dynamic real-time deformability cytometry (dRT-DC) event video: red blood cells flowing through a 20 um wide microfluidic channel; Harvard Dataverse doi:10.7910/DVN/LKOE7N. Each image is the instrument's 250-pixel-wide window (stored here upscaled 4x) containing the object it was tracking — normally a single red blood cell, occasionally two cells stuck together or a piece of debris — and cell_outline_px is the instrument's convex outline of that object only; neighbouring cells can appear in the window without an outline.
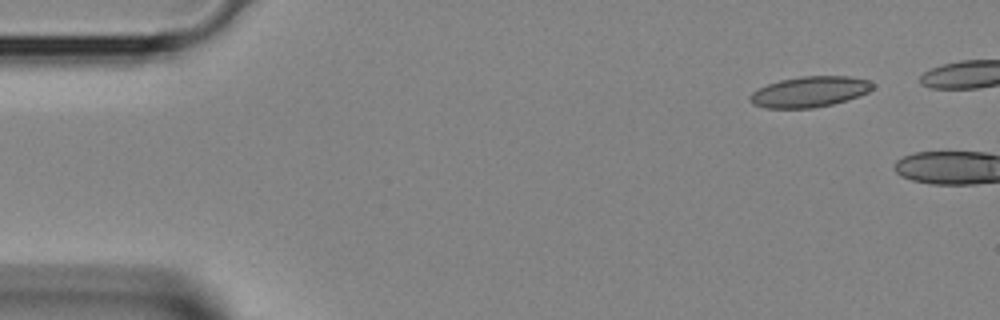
{"species": "Egyptian fruit bat (a non-hibernating species)", "species_latin": "Rousettus aegyptiacus", "temperature_condition": "room temperature", "stored_images_in_passage": 2, "camera_frame_rate_fps": 3000, "um_per_image_px": 0.085, "animal": {"sex": "female"}, "frame": {"image": 1, "passage_image": 1, "time_ms": 0.0, "image_size_px": [1000, 320], "cell_outline_px": [[876, 84], [868, 92], [860, 96], [848, 100], [832, 104], [812, 108], [764, 108], [752, 104], [748, 100], [748, 96], [756, 88], [780, 80], [800, 76], [852, 76], [868, 80]], "centroid_in_image_um": [68.8, 7.8], "position_along_channel_um": 16.2, "area_um2": 22.25}}